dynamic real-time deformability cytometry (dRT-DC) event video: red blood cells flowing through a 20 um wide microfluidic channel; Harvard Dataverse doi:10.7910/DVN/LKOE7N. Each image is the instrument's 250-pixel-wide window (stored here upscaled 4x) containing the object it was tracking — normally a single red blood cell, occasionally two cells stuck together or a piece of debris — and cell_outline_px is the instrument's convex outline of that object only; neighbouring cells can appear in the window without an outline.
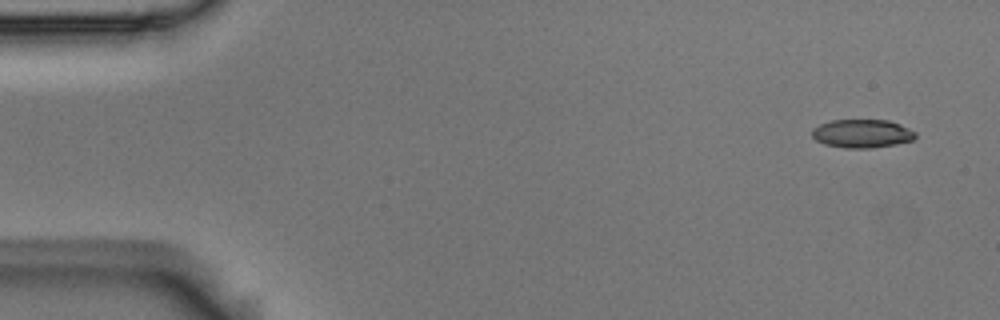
{"species": "Egyptian fruit bat (a non-hibernating species)", "species_latin": "Rousettus aegyptiacus", "temperature_condition": "room temperature", "stored_images_in_passage": 5, "camera_frame_rate_fps": 3000, "um_per_image_px": 0.085, "animal": {"sex": "male"}, "frame": {"image": 1, "passage_image": 1, "time_ms": 0.0, "image_size_px": [1000, 320], "cell_outline_px": [[916, 136], [912, 140], [896, 144], [872, 148], [844, 148], [824, 144], [816, 140], [812, 136], [812, 128], [820, 124], [832, 120], [888, 120], [900, 124], [916, 132]], "centroid_in_image_um": [73.26, 11.35], "position_along_channel_um": 11.7, "area_um2": 17.17}}
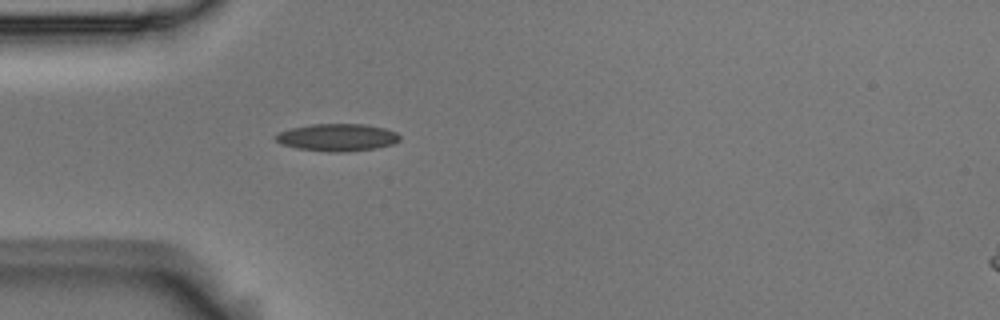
{"frame": {"image": 2, "passage_image": 5, "time_ms": 1.333, "image_size_px": [1000, 320], "cell_outline_px": [[400, 140], [392, 144], [376, 148], [340, 152], [328, 152], [296, 148], [280, 144], [276, 140], [276, 136], [280, 132], [292, 128], [312, 124], [364, 124], [384, 128], [396, 132], [400, 136]], "centroid_in_image_um": [28.68, 11.68], "position_along_channel_um": 56.3, "area_um2": 19.65}}